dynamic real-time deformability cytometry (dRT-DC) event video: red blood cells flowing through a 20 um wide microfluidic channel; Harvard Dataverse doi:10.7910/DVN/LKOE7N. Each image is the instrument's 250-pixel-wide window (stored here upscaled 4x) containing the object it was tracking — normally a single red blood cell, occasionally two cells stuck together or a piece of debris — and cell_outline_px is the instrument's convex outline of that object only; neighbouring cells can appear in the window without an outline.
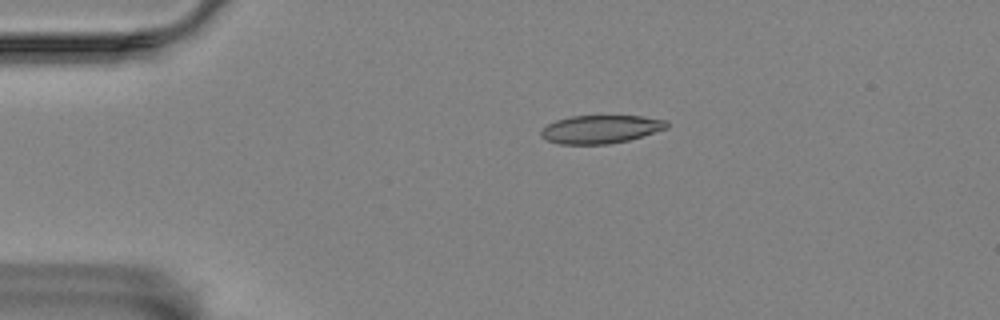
{"species": "Egyptian fruit bat (a non-hibernating species)", "species_latin": "Rousettus aegyptiacus", "temperature_condition": "room temperature", "stored_images_in_passage": 47, "camera_frame_rate_fps": 3000, "um_per_image_px": 0.085, "animal": {"sex": "female"}, "frame": {"image": 1, "passage_image": 2, "time_ms": 0.333, "image_size_px": [1000, 320], "cell_outline_px": [[668, 128], [628, 140], [608, 144], [560, 144], [548, 140], [540, 136], [540, 132], [548, 124], [556, 120], [572, 116], [640, 116], [668, 120]], "centroid_in_image_um": [51.07, 10.98], "position_along_channel_um": 33.9, "area_um2": 20.52}}
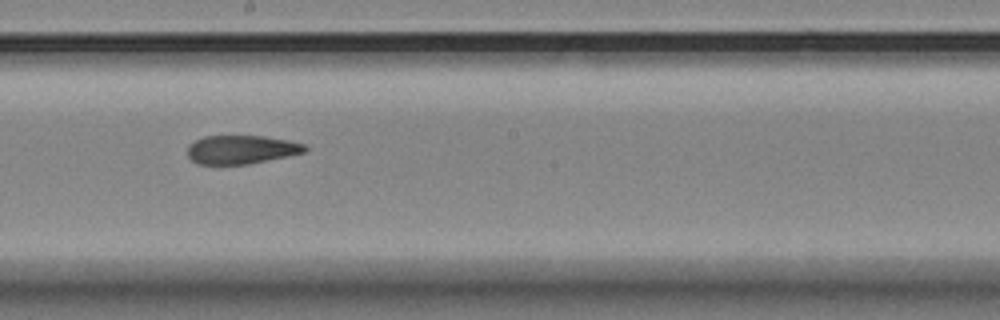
{"frame": {"image": 2, "passage_image": 22, "time_ms": 7.0, "image_size_px": [1000, 320], "cell_outline_px": [[308, 148], [304, 152], [288, 156], [248, 164], [196, 164], [188, 156], [188, 144], [204, 136], [264, 136], [288, 140], [304, 144]], "centroid_in_image_um": [20.5, 12.71], "position_along_channel_um": 227.7, "area_um2": 19.54}}
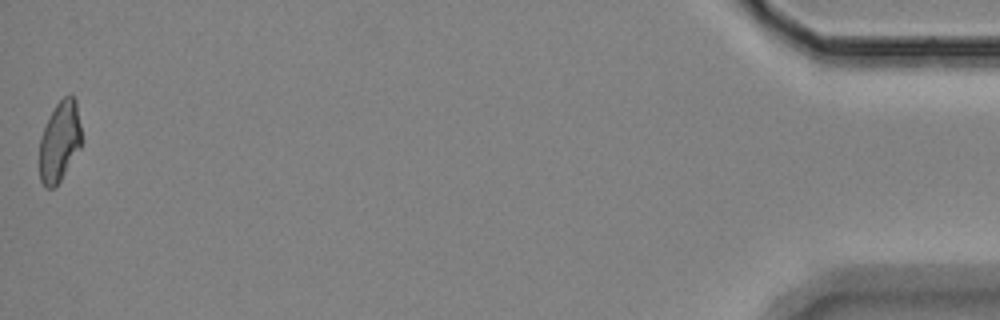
{"frame": {"image": 3, "passage_image": 47, "time_ms": 15.333, "image_size_px": [1000, 320], "cell_outline_px": [[80, 148], [60, 180], [52, 188], [44, 188], [40, 180], [40, 136], [56, 104], [64, 96], [72, 96], [76, 100], [80, 124]], "centroid_in_image_um": [5.05, 12.04], "position_along_channel_um": 430.1, "area_um2": 19.25}, "authors_computed_cell_mechanics": {"area_um2": 20.5768, "velocity_mm_per_s": 3.5231, "shape_relaxation_time_tau1_ms": null, "shape_relaxation_time_tau2_ms": 3.2972, "deformation_change_tau1": null, "deformation_change_tau2": 0.1092}}